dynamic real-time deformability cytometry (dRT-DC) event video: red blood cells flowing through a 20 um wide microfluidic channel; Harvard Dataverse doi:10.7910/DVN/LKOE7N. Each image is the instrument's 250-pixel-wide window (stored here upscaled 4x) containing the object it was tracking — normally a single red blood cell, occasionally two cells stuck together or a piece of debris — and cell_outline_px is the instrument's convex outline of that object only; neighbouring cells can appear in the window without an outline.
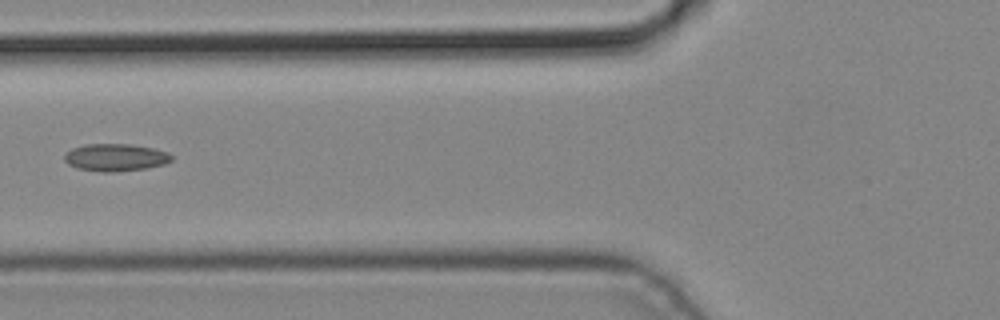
{"species": "common noctule bat (a hibernating species)", "species_latin": "Nyctalus noctula", "temperature_condition": "cold", "stored_images_in_passage": 5, "camera_frame_rate_fps": 3000, "um_per_image_px": 0.085, "animal": {"sex": "male", "body_mass_g": 19.2, "forearm_length_mm": 51.8}, "frame": {"image": 1, "passage_image": 4, "time_ms": 1.0, "image_size_px": [1000, 320], "cell_outline_px": [[172, 160], [164, 164], [148, 168], [116, 172], [104, 172], [76, 168], [68, 164], [64, 160], [64, 156], [72, 148], [84, 144], [128, 144], [152, 148], [168, 152], [172, 156]], "centroid_in_image_um": [9.81, 13.39], "position_along_channel_um": 116.0, "area_um2": 17.11}}
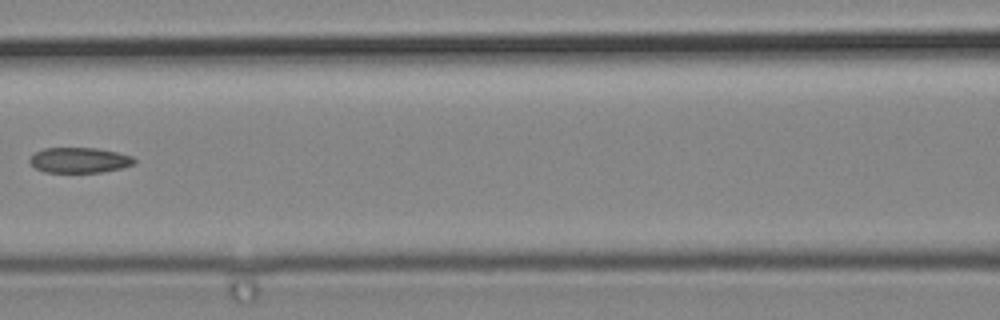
{"frame": {"image": 2, "passage_image": 5, "time_ms": 1.333, "image_size_px": [1000, 320], "cell_outline_px": [[136, 160], [132, 164], [120, 168], [100, 172], [44, 172], [36, 168], [28, 160], [36, 152], [44, 148], [96, 148], [116, 152], [132, 156]], "centroid_in_image_um": [6.73, 13.61], "position_along_channel_um": 159.9, "area_um2": 15.2}}